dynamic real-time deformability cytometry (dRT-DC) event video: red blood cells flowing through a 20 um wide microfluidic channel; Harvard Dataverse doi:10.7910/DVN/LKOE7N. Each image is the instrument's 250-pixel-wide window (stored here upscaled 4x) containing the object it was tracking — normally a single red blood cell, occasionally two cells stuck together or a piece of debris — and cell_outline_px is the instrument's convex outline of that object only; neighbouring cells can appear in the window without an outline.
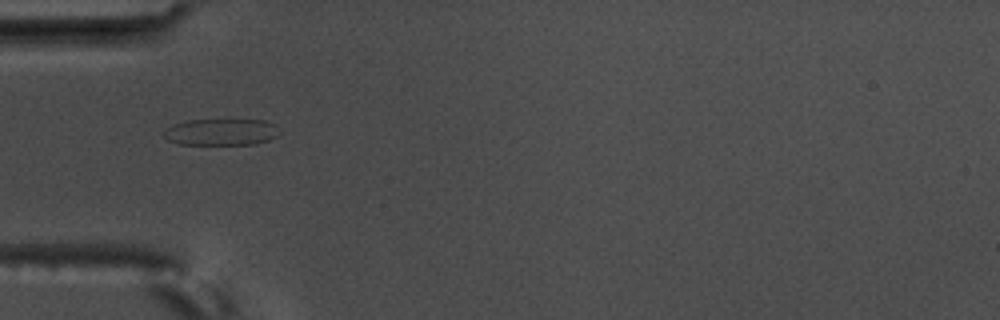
{"species": "common noctule bat (a hibernating species)", "species_latin": "Nyctalus noctula", "temperature_condition": "warm", "stored_images_in_passage": 11, "camera_frame_rate_fps": 3000, "um_per_image_px": 0.085, "animal": {"sex": "male", "body_mass_g": 17.5, "forearm_length_mm": 52.3}, "frame": {"image": 1, "passage_image": 1, "time_ms": 0.0, "image_size_px": [1000, 320], "cell_outline_px": [[280, 132], [276, 136], [268, 140], [256, 144], [180, 144], [168, 140], [164, 136], [164, 132], [172, 124], [188, 120], [264, 120], [276, 124]], "centroid_in_image_um": [18.83, 11.22], "position_along_channel_um": 66.2, "area_um2": 17.86}}
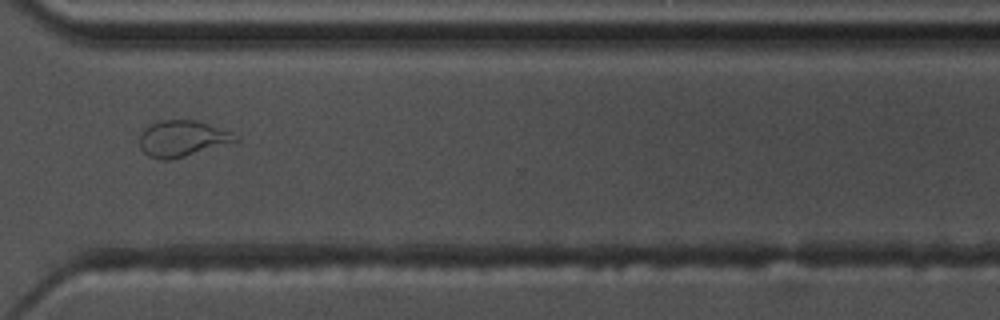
{"frame": {"image": 2, "passage_image": 8, "time_ms": 2.333, "image_size_px": [1000, 320], "cell_outline_px": [[240, 140], [172, 160], [160, 160], [148, 156], [140, 148], [140, 132], [144, 128], [160, 120], [196, 120], [208, 124], [228, 132]], "centroid_in_image_um": [15.42, 11.79], "position_along_channel_um": 355.2, "area_um2": 19.88}}
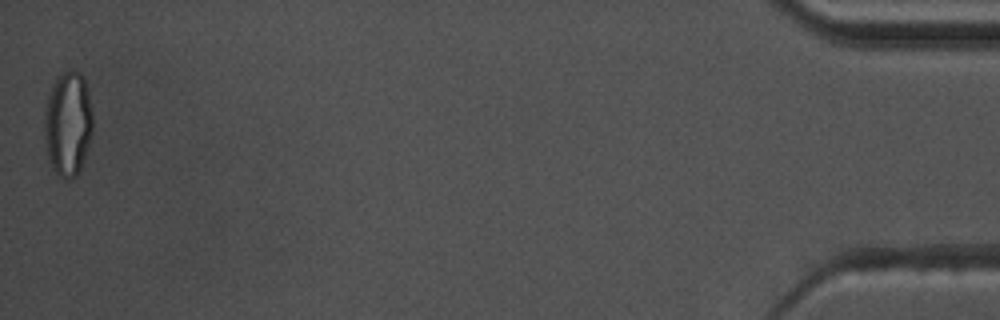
{"frame": {"image": 3, "passage_image": 11, "time_ms": 3.333, "image_size_px": [1000, 320], "cell_outline_px": [[92, 136], [80, 168], [76, 176], [68, 180], [60, 176], [52, 168], [48, 156], [44, 136], [44, 108], [48, 96], [56, 80], [64, 72], [80, 72], [84, 80], [88, 92], [92, 112]], "centroid_in_image_um": [5.77, 10.55], "position_along_channel_um": 429.4, "area_um2": 29.19}}